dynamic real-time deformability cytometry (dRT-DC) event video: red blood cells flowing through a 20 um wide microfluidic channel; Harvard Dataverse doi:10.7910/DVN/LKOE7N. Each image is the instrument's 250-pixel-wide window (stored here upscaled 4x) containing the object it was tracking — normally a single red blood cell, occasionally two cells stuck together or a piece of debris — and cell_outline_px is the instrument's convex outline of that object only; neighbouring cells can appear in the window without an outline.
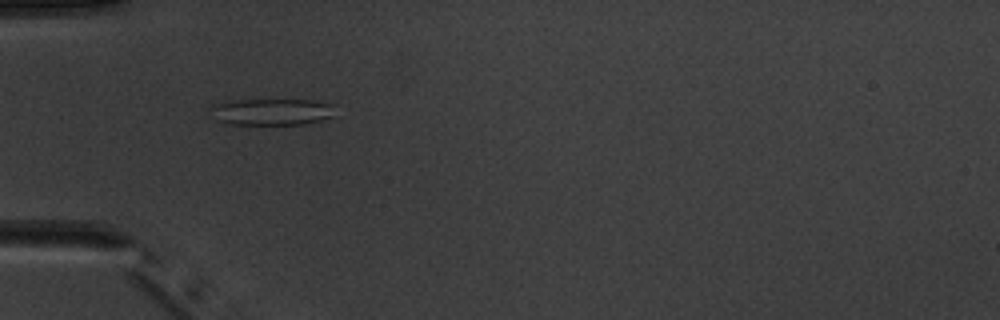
{"species": "common noctule bat (a hibernating species)", "species_latin": "Nyctalus noctula", "temperature_condition": "warm", "stored_images_in_passage": 2, "camera_frame_rate_fps": 3000, "um_per_image_px": 0.085, "animal": {"sex": "male", "body_mass_g": 20.1, "forearm_length_mm": 53.5}, "frame": {"image": 1, "passage_image": 1, "time_ms": 0.0, "image_size_px": [1000, 320], "cell_outline_px": [[336, 116], [304, 124], [224, 124], [216, 120], [212, 108], [224, 100], [312, 100], [336, 104]], "centroid_in_image_um": [23.19, 9.5], "position_along_channel_um": 61.8, "area_um2": 19.48}}
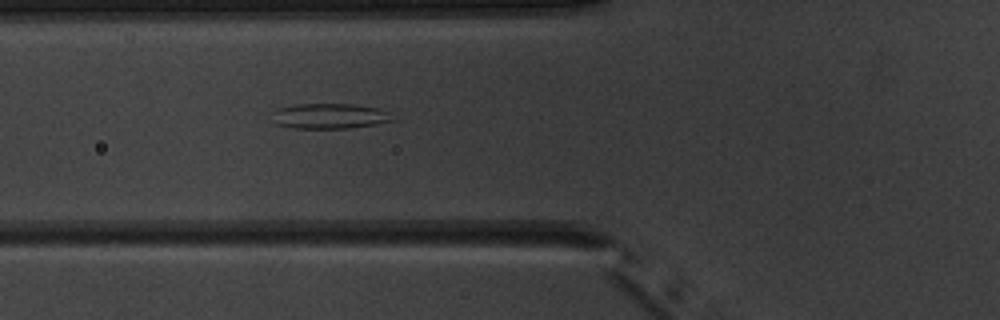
{"frame": {"image": 2, "passage_image": 2, "time_ms": 1.0, "image_size_px": [1000, 320], "cell_outline_px": [[392, 120], [376, 124], [348, 128], [292, 128], [276, 124], [272, 112], [276, 108], [296, 104], [352, 104], [380, 108], [388, 112]], "centroid_in_image_um": [27.97, 9.86], "position_along_channel_um": 97.8, "area_um2": 17.63}}